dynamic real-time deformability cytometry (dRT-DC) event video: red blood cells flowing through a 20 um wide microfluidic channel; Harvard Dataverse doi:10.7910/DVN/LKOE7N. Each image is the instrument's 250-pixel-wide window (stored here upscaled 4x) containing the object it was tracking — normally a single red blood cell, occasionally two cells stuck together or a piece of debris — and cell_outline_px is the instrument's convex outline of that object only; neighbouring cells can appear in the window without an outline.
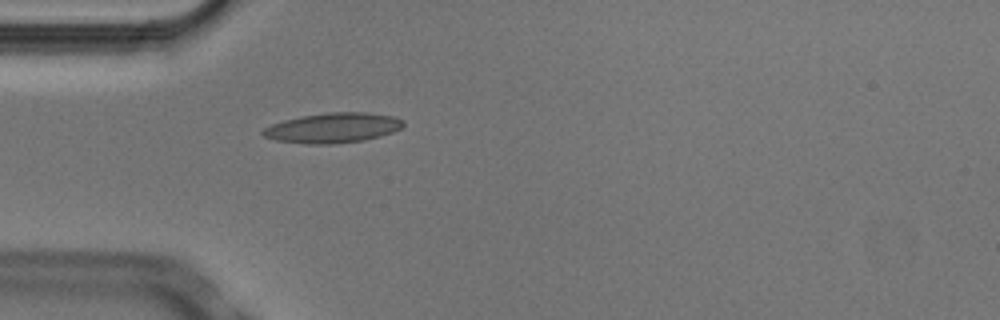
{"species": "Egyptian fruit bat (a non-hibernating species)", "species_latin": "Rousettus aegyptiacus", "temperature_condition": "cold", "stored_images_in_passage": 2, "camera_frame_rate_fps": 3000, "um_per_image_px": 0.085, "animal": {"sex": "male"}, "frame": {"image": 1, "passage_image": 2, "time_ms": 0.333, "image_size_px": [1000, 320], "cell_outline_px": [[404, 124], [400, 128], [392, 132], [380, 136], [364, 140], [332, 144], [308, 144], [276, 140], [264, 136], [260, 132], [264, 128], [272, 124], [284, 120], [304, 116], [328, 112], [368, 112], [392, 116], [404, 120]], "centroid_in_image_um": [28.3, 10.86], "position_along_channel_um": 56.7, "area_um2": 24.39}}